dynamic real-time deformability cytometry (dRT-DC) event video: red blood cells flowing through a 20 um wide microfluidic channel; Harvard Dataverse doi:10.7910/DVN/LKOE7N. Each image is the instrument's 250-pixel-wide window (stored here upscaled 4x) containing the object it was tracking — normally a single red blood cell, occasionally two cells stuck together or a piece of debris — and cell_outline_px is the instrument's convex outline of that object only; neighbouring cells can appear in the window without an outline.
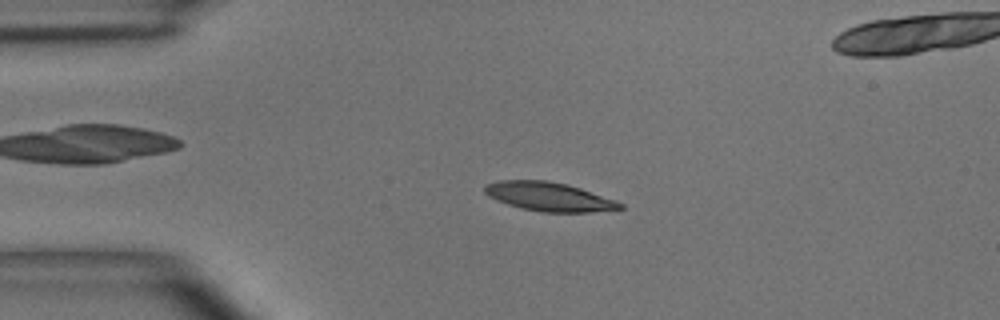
{"species": "common noctule bat (a hibernating species)", "species_latin": "Nyctalus noctula", "temperature_condition": "room temperature", "stored_images_in_passage": 5, "camera_frame_rate_fps": 3000, "um_per_image_px": 0.085, "animal": {"sex": "male", "body_mass_g": 15.6}, "frame": {"image": 1, "passage_image": 3, "time_ms": 2.0, "image_size_px": [1000, 320], "cell_outline_px": [[624, 208], [588, 212], [540, 212], [520, 208], [496, 200], [488, 196], [484, 192], [484, 184], [500, 180], [544, 180], [568, 184], [616, 200], [624, 204]], "centroid_in_image_um": [46.64, 16.71], "position_along_channel_um": 38.4, "area_um2": 22.83}}
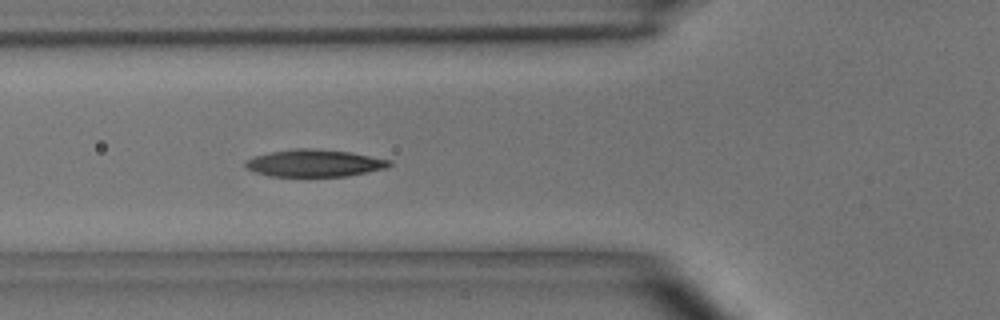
{"frame": {"image": 2, "passage_image": 5, "time_ms": 4.333, "image_size_px": [1000, 320], "cell_outline_px": [[392, 164], [384, 168], [348, 176], [268, 176], [252, 172], [244, 168], [244, 164], [248, 160], [256, 156], [272, 152], [296, 148], [312, 148], [348, 152], [392, 160]], "centroid_in_image_um": [26.69, 13.87], "position_along_channel_um": 99.1, "area_um2": 22.66}}